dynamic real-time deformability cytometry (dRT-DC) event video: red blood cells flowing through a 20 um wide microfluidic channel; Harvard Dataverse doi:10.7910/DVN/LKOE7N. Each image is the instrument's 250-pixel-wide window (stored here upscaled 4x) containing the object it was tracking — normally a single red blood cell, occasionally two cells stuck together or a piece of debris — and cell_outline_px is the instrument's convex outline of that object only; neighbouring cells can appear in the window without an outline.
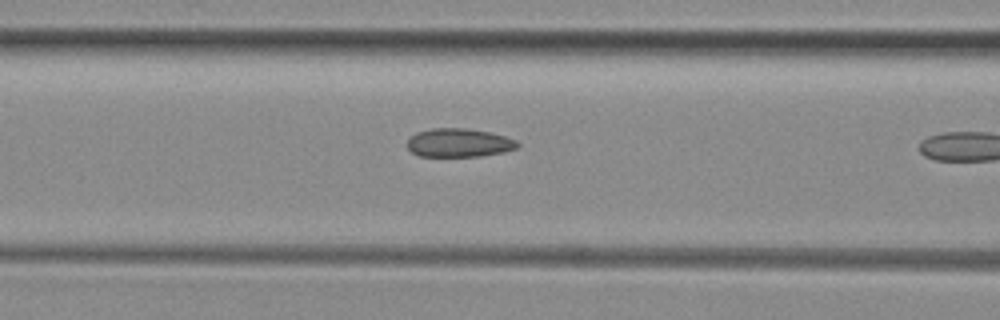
{"species": "common noctule bat (a hibernating species)", "species_latin": "Nyctalus noctula", "temperature_condition": "room temperature", "stored_images_in_passage": 15, "camera_frame_rate_fps": 3000, "um_per_image_px": 0.085, "animal": {"sex": "female", "body_mass_g": 29.2, "forearm_length_mm": 56.3}, "frame": {"image": 1, "passage_image": 13, "time_ms": 4.0, "image_size_px": [1000, 320], "cell_outline_px": [[520, 144], [516, 148], [504, 152], [480, 156], [416, 156], [408, 148], [408, 140], [416, 132], [432, 128], [464, 128], [488, 132], [504, 136], [516, 140]], "centroid_in_image_um": [39.0, 12.14], "position_along_channel_um": 127.6, "area_um2": 18.26}}